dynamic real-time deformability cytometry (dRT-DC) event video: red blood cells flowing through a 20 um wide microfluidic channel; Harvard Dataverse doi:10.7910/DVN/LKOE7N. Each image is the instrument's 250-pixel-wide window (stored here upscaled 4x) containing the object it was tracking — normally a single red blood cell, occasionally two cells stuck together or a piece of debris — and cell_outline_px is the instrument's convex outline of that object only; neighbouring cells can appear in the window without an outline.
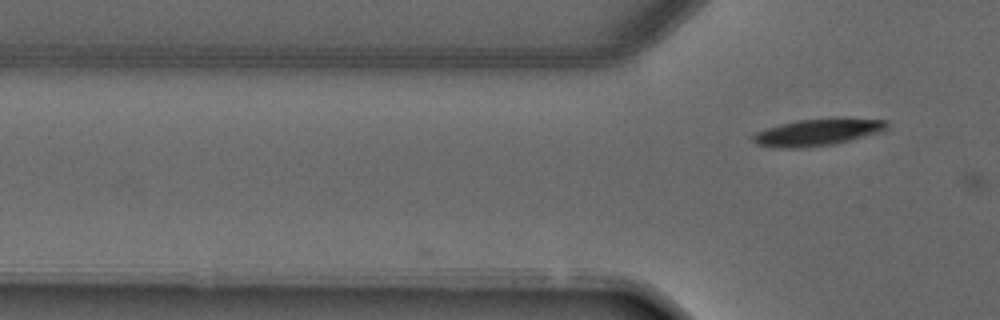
{"species": "common noctule bat (a hibernating species)", "species_latin": "Nyctalus noctula", "temperature_condition": "warm", "stored_images_in_passage": 3, "camera_frame_rate_fps": 3000, "um_per_image_px": 0.085, "animal": {"sex": "male", "forearm_length_mm": 52.5}, "frame": {"image": 1, "passage_image": 3, "time_ms": 2.333, "image_size_px": [1000, 320], "cell_outline_px": [[888, 128], [884, 132], [832, 144], [800, 148], [772, 148], [756, 144], [752, 140], [752, 136], [756, 132], [780, 124], [796, 120], [832, 116], [844, 116], [888, 120]], "centroid_in_image_um": [69.58, 11.2], "position_along_channel_um": 56.2, "area_um2": 21.85}}